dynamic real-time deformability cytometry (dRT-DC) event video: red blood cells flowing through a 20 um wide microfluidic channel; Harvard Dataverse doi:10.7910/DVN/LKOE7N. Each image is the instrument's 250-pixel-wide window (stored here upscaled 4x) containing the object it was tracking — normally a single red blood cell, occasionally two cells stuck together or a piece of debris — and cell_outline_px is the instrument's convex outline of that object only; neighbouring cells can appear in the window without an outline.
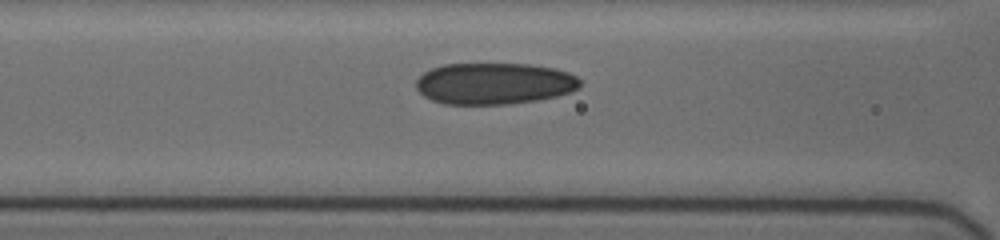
{"species": "human", "species_latin": "Homo sapiens", "temperature_condition": "cold", "stored_images_in_passage": 10, "camera_frame_rate_fps": 3000, "um_per_image_px": 0.085, "donor": {"sex": "female"}, "frame": {"image": 1, "passage_image": 6, "time_ms": 3.667, "image_size_px": [1000, 240], "cell_outline_px": [[580, 88], [572, 92], [540, 100], [508, 104], [444, 104], [432, 100], [424, 96], [416, 88], [416, 80], [424, 72], [432, 68], [444, 64], [528, 64], [556, 68], [568, 72], [576, 76], [580, 80]], "centroid_in_image_um": [42.03, 7.1], "position_along_channel_um": 124.6, "area_um2": 39.94}}
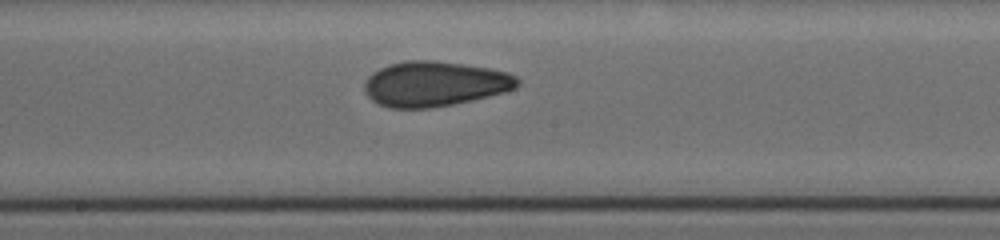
{"frame": {"image": 2, "passage_image": 9, "time_ms": 6.0, "image_size_px": [1000, 240], "cell_outline_px": [[520, 84], [516, 88], [504, 92], [472, 100], [452, 104], [428, 108], [392, 108], [376, 104], [364, 92], [364, 80], [372, 72], [380, 68], [392, 64], [408, 60], [436, 60], [488, 68], [508, 72], [516, 76], [520, 80]], "centroid_in_image_um": [36.93, 7.13], "position_along_channel_um": 211.3, "area_um2": 40.29}}